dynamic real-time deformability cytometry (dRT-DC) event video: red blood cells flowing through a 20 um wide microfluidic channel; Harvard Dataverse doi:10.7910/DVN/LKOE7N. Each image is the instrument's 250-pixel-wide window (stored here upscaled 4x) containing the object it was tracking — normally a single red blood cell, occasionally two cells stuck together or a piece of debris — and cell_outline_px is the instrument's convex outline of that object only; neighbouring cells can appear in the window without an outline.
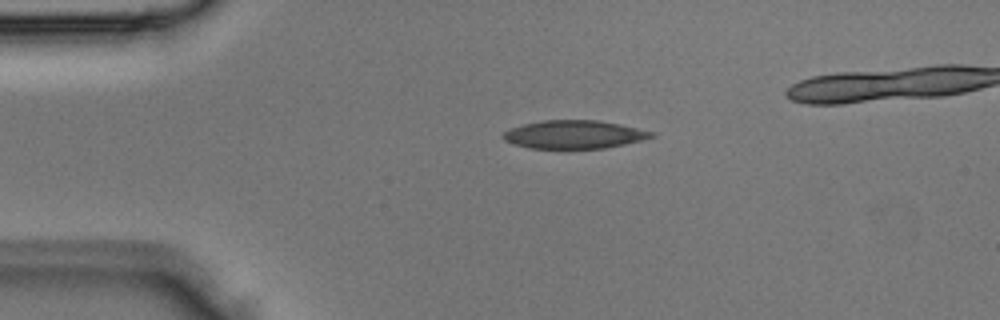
{"species": "Egyptian fruit bat (a non-hibernating species)", "species_latin": "Rousettus aegyptiacus", "temperature_condition": "room temperature", "stored_images_in_passage": 2, "camera_frame_rate_fps": 3000, "um_per_image_px": 0.085, "animal": {"sex": "male"}, "frame": {"image": 1, "passage_image": 1, "time_ms": 0.0, "image_size_px": [1000, 320], "cell_outline_px": [[656, 136], [624, 144], [604, 148], [560, 152], [528, 148], [504, 140], [500, 136], [504, 132], [512, 128], [524, 124], [544, 120], [600, 120], [620, 124], [656, 132]], "centroid_in_image_um": [48.78, 11.48], "position_along_channel_um": 36.2, "area_um2": 25.37}}
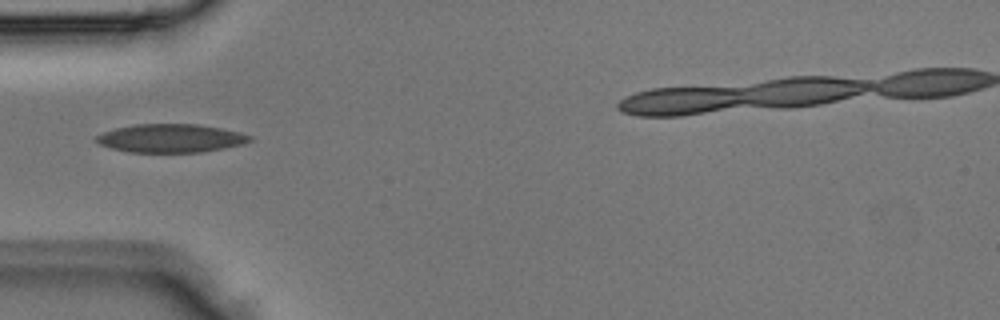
{"frame": {"image": 2, "passage_image": 2, "time_ms": 0.333, "image_size_px": [1000, 320], "cell_outline_px": [[252, 140], [244, 144], [224, 148], [200, 152], [128, 152], [112, 148], [100, 144], [92, 140], [96, 136], [104, 132], [116, 128], [136, 124], [196, 124], [220, 128], [240, 132], [252, 136]], "centroid_in_image_um": [14.51, 11.75], "position_along_channel_um": 70.5, "area_um2": 25.37}}